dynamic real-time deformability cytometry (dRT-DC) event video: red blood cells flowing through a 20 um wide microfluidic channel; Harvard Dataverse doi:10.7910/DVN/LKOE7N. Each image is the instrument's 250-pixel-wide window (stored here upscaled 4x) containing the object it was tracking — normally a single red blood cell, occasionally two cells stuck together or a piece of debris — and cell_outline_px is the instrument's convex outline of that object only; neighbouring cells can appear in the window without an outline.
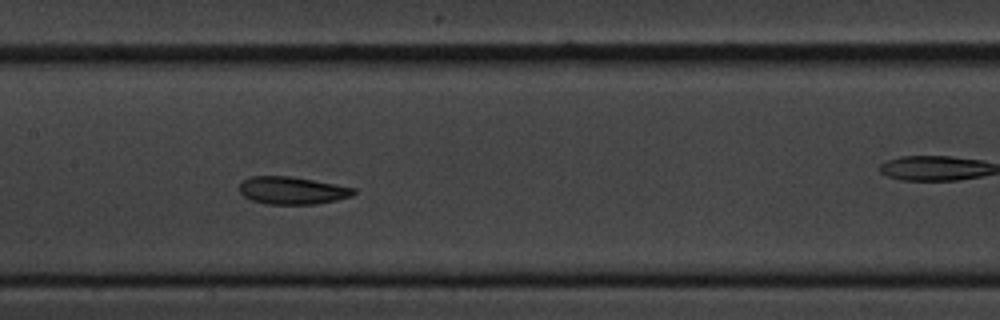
{"species": "common noctule bat (a hibernating species)", "species_latin": "Nyctalus noctula", "temperature_condition": "cold", "stored_images_in_passage": 11, "camera_frame_rate_fps": 3000, "um_per_image_px": 0.085, "animal": {"sex": "male", "body_mass_g": 20.1, "forearm_length_mm": 53.5}, "frame": {"image": 1, "passage_image": 7, "time_ms": 2.0, "image_size_px": [1000, 320], "cell_outline_px": [[356, 192], [352, 196], [336, 200], [316, 204], [264, 204], [252, 200], [244, 196], [240, 192], [240, 184], [244, 180], [252, 176], [292, 176], [356, 188]], "centroid_in_image_um": [24.85, 16.19], "position_along_channel_um": 182.5, "area_um2": 18.32}}
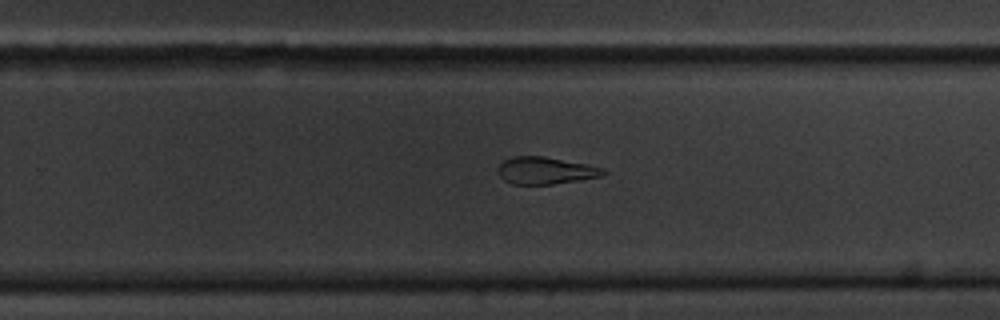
{"frame": {"image": 2, "passage_image": 11, "time_ms": 3.333, "image_size_px": [1000, 320], "cell_outline_px": [[608, 172], [600, 176], [552, 184], [512, 184], [504, 180], [500, 176], [496, 168], [504, 160], [512, 156], [544, 156], [588, 164], [604, 168]], "centroid_in_image_um": [46.34, 14.48], "position_along_channel_um": 283.5, "area_um2": 16.65}}